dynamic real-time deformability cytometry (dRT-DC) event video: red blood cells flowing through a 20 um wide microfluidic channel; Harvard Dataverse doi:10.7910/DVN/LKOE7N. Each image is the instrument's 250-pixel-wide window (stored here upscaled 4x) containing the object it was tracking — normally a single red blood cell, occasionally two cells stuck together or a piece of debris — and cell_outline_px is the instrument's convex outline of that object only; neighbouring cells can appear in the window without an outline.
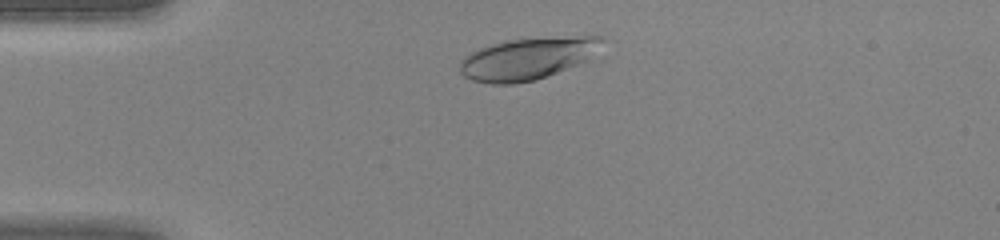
{"species": "human", "species_latin": "Homo sapiens", "temperature_condition": "warm", "stored_images_in_passage": 31, "camera_frame_rate_fps": 3000, "um_per_image_px": 0.085, "donor": {"sex": "female"}, "frame": {"image": 1, "passage_image": 4, "time_ms": 1.0, "image_size_px": [1000, 240], "cell_outline_px": [[604, 40], [588, 60], [536, 80], [512, 84], [488, 84], [472, 80], [464, 76], [460, 72], [460, 60], [468, 52], [504, 40], [580, 36], [604, 36]], "centroid_in_image_um": [44.78, 4.99], "position_along_channel_um": 40.2, "area_um2": 34.68}}
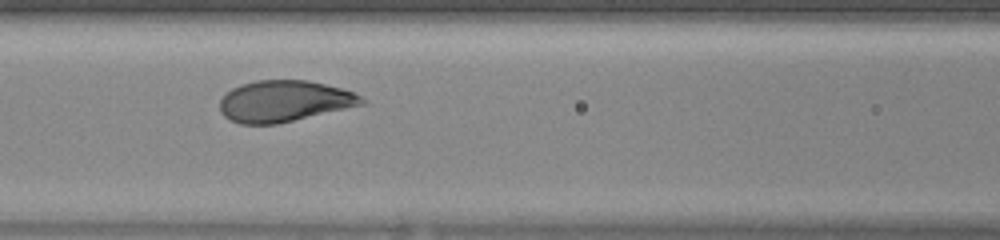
{"frame": {"image": 2, "passage_image": 13, "time_ms": 4.0, "image_size_px": [1000, 240], "cell_outline_px": [[368, 104], [276, 124], [240, 124], [224, 116], [220, 112], [220, 100], [232, 88], [240, 84], [256, 80], [308, 80], [340, 88], [352, 92], [368, 100]], "centroid_in_image_um": [24.19, 8.6], "position_along_channel_um": 142.4, "area_um2": 34.22}}
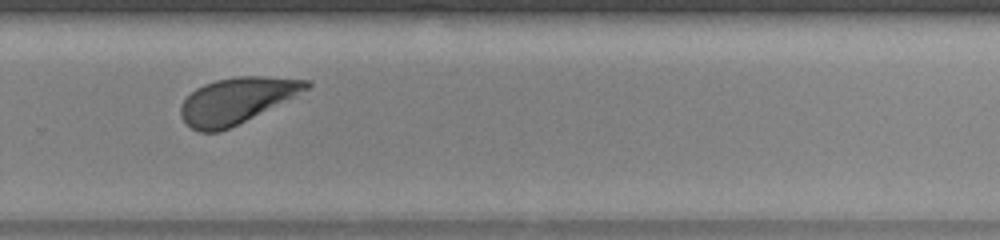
{"frame": {"image": 3, "passage_image": 24, "time_ms": 7.667, "image_size_px": [1000, 240], "cell_outline_px": [[312, 84], [308, 88], [220, 132], [200, 132], [184, 124], [180, 116], [180, 104], [196, 88], [204, 84], [216, 80], [236, 76], [260, 76], [312, 80]], "centroid_in_image_um": [20.03, 8.53], "position_along_channel_um": 309.8, "area_um2": 32.83}}